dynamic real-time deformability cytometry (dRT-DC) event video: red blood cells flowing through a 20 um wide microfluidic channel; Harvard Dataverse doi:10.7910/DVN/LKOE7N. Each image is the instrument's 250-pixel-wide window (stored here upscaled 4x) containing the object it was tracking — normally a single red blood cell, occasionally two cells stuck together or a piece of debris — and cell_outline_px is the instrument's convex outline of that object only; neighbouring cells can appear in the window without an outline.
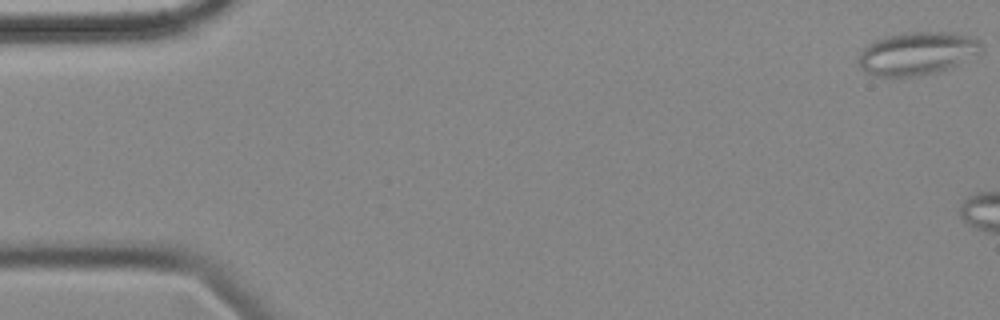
{"species": "common noctule bat (a hibernating species)", "species_latin": "Nyctalus noctula", "temperature_condition": "cold", "stored_images_in_passage": 16, "camera_frame_rate_fps": 3000, "um_per_image_px": 0.085, "animal": {"sex": "female", "body_mass_g": 18.4}, "frame": {"image": 1, "passage_image": 1, "time_ms": 0.0, "image_size_px": [1000, 320], "cell_outline_px": [[980, 48], [976, 52], [956, 64], [948, 68], [936, 72], [912, 76], [876, 76], [860, 68], [856, 60], [860, 52], [868, 44], [876, 40], [888, 36], [908, 32], [948, 32], [968, 36], [980, 40]], "centroid_in_image_um": [77.86, 4.53], "position_along_channel_um": 7.1, "area_um2": 30.0}}